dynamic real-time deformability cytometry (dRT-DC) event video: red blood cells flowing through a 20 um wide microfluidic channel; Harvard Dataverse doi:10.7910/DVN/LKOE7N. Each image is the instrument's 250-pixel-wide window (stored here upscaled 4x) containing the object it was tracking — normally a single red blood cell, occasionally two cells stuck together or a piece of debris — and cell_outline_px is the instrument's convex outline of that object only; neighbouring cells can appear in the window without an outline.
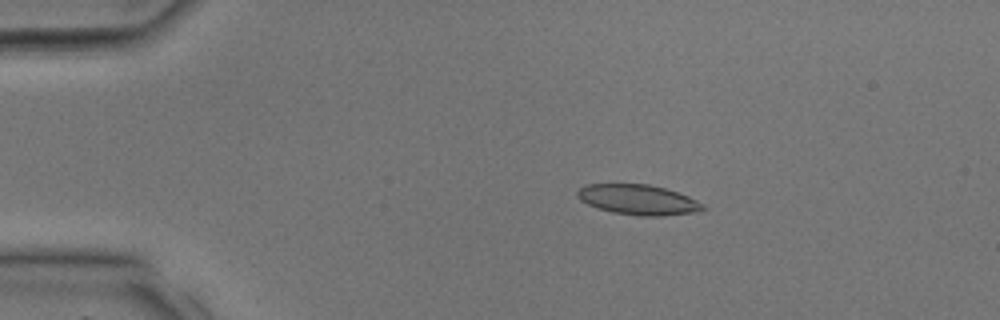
{"species": "common noctule bat (a hibernating species)", "species_latin": "Nyctalus noctula", "temperature_condition": "room temperature", "stored_images_in_passage": 33, "camera_frame_rate_fps": 3000, "um_per_image_px": 0.085, "animal": {"sex": "male", "body_mass_g": 17.9, "forearm_length_mm": 54.2}, "frame": {"image": 1, "passage_image": 6, "time_ms": 1.667, "image_size_px": [1000, 320], "cell_outline_px": [[704, 208], [692, 212], [664, 216], [640, 216], [612, 212], [588, 204], [580, 200], [576, 196], [576, 192], [584, 184], [648, 184], [664, 188], [688, 196], [704, 204]], "centroid_in_image_um": [54.2, 16.97], "position_along_channel_um": 30.8, "area_um2": 21.85}}
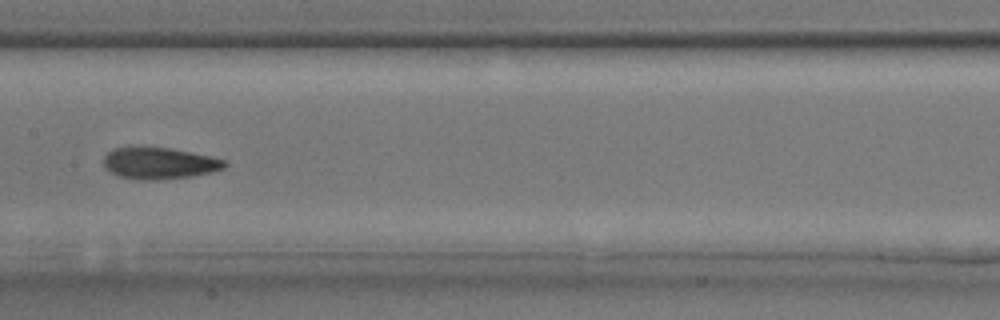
{"frame": {"image": 2, "passage_image": 17, "time_ms": 5.333, "image_size_px": [1000, 320], "cell_outline_px": [[228, 164], [224, 168], [212, 172], [192, 176], [152, 180], [144, 180], [116, 176], [104, 168], [104, 156], [112, 148], [132, 144], [136, 144], [172, 148], [212, 156], [228, 160]], "centroid_in_image_um": [13.51, 13.82], "position_along_channel_um": 193.9, "area_um2": 23.24}}
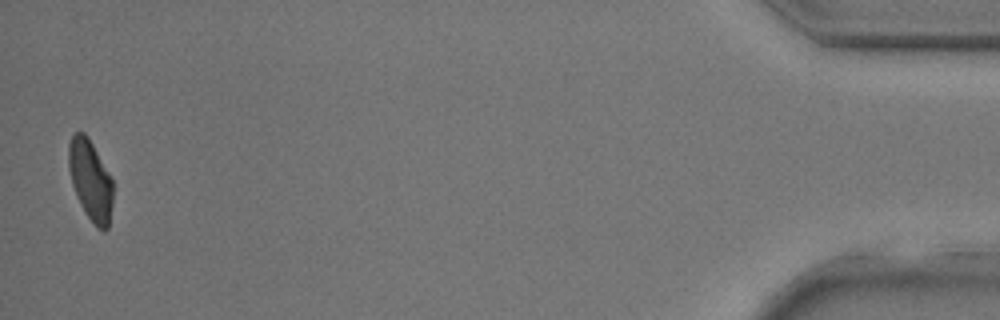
{"frame": {"image": 3, "passage_image": 33, "time_ms": 10.667, "image_size_px": [1000, 320], "cell_outline_px": [[112, 204], [108, 228], [104, 232], [96, 228], [84, 212], [76, 196], [72, 184], [68, 168], [68, 144], [72, 136], [76, 132], [84, 132], [92, 144], [112, 176]], "centroid_in_image_um": [7.68, 15.34], "position_along_channel_um": 427.5, "area_um2": 20.98}}